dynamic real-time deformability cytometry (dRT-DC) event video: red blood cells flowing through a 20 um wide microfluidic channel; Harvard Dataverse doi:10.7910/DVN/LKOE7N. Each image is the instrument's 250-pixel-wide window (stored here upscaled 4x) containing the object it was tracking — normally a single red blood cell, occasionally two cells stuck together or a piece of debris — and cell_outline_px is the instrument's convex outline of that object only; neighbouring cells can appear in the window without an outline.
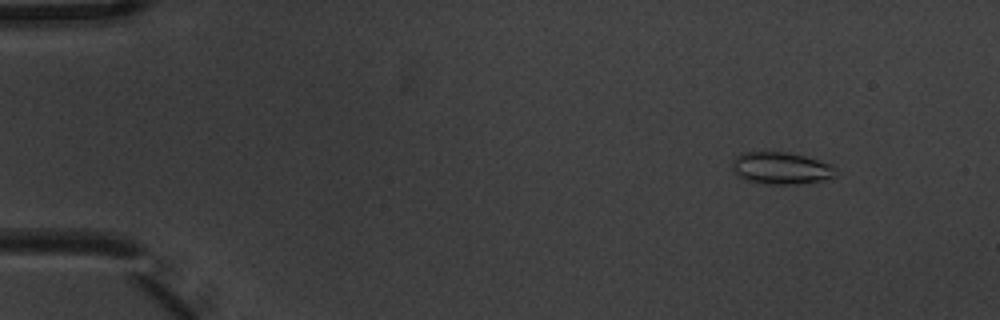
{"species": "common noctule bat (a hibernating species)", "species_latin": "Nyctalus noctula", "temperature_condition": "warm", "stored_images_in_passage": 6, "camera_frame_rate_fps": 3000, "um_per_image_px": 0.085, "animal": {"sex": "male", "body_mass_g": 20.1, "forearm_length_mm": 53.5}, "frame": {"image": 1, "passage_image": 2, "time_ms": 0.333, "image_size_px": [1000, 320], "cell_outline_px": [[840, 172], [836, 176], [824, 180], [796, 184], [764, 184], [748, 180], [736, 176], [732, 168], [732, 160], [736, 156], [744, 152], [764, 148], [788, 152], [804, 156], [832, 164]], "centroid_in_image_um": [66.37, 14.25], "position_along_channel_um": 18.6, "area_um2": 20.23}}
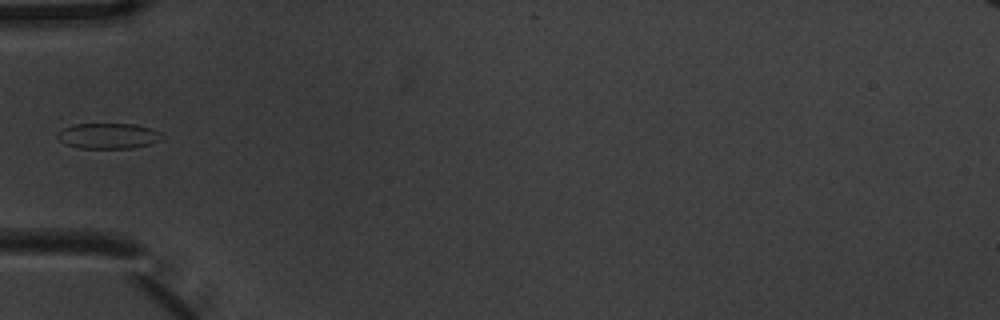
{"frame": {"image": 2, "passage_image": 5, "time_ms": 1.333, "image_size_px": [1000, 320], "cell_outline_px": [[164, 136], [160, 140], [148, 144], [132, 148], [80, 148], [64, 144], [56, 136], [64, 128], [72, 124], [136, 124], [160, 132]], "centroid_in_image_um": [9.19, 11.55], "position_along_channel_um": 75.8, "area_um2": 15.43}}
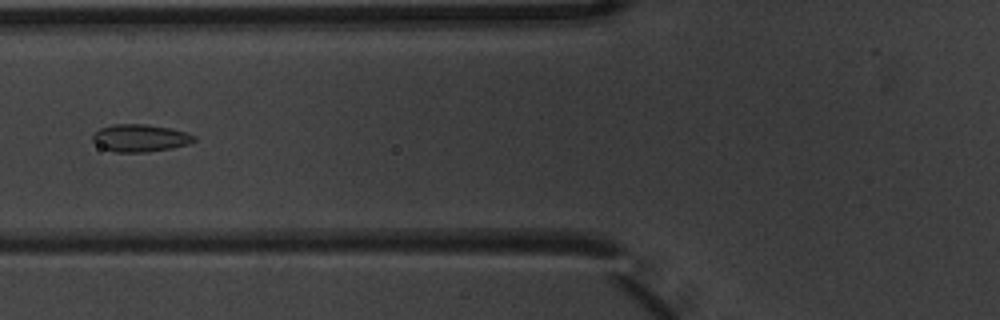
{"frame": {"image": 3, "passage_image": 6, "time_ms": 1.667, "image_size_px": [1000, 320], "cell_outline_px": [[196, 140], [188, 144], [172, 148], [148, 152], [116, 152], [100, 148], [92, 140], [92, 136], [100, 128], [112, 124], [144, 124], [168, 128], [184, 132], [196, 136]], "centroid_in_image_um": [11.88, 11.74], "position_along_channel_um": 113.9, "area_um2": 16.18}}